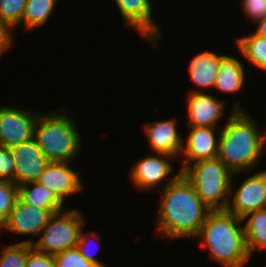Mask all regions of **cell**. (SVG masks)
Masks as SVG:
<instances>
[{
    "instance_id": "6da1fadb",
    "label": "cell",
    "mask_w": 266,
    "mask_h": 267,
    "mask_svg": "<svg viewBox=\"0 0 266 267\" xmlns=\"http://www.w3.org/2000/svg\"><path fill=\"white\" fill-rule=\"evenodd\" d=\"M163 188L158 231L166 238L196 237L211 209L197 195L190 181L179 172Z\"/></svg>"
},
{
    "instance_id": "7a4b0ae2",
    "label": "cell",
    "mask_w": 266,
    "mask_h": 267,
    "mask_svg": "<svg viewBox=\"0 0 266 267\" xmlns=\"http://www.w3.org/2000/svg\"><path fill=\"white\" fill-rule=\"evenodd\" d=\"M220 129L217 157L235 174L255 167L266 147V132L261 133L246 111L235 103ZM261 133V134H260ZM265 146V147H264Z\"/></svg>"
},
{
    "instance_id": "3957f363",
    "label": "cell",
    "mask_w": 266,
    "mask_h": 267,
    "mask_svg": "<svg viewBox=\"0 0 266 267\" xmlns=\"http://www.w3.org/2000/svg\"><path fill=\"white\" fill-rule=\"evenodd\" d=\"M243 222L227 210H211L201 226L197 237L203 239L211 258L224 267H244L251 257Z\"/></svg>"
},
{
    "instance_id": "277c9868",
    "label": "cell",
    "mask_w": 266,
    "mask_h": 267,
    "mask_svg": "<svg viewBox=\"0 0 266 267\" xmlns=\"http://www.w3.org/2000/svg\"><path fill=\"white\" fill-rule=\"evenodd\" d=\"M64 110L63 106L53 113H40L37 118L34 140L49 161L72 162L81 150V135L75 120L64 114Z\"/></svg>"
},
{
    "instance_id": "5b68a950",
    "label": "cell",
    "mask_w": 266,
    "mask_h": 267,
    "mask_svg": "<svg viewBox=\"0 0 266 267\" xmlns=\"http://www.w3.org/2000/svg\"><path fill=\"white\" fill-rule=\"evenodd\" d=\"M182 174L211 210H226L232 194L233 173L218 157L190 164Z\"/></svg>"
},
{
    "instance_id": "8992f818",
    "label": "cell",
    "mask_w": 266,
    "mask_h": 267,
    "mask_svg": "<svg viewBox=\"0 0 266 267\" xmlns=\"http://www.w3.org/2000/svg\"><path fill=\"white\" fill-rule=\"evenodd\" d=\"M83 214L76 210H62L54 213L48 224L41 230L40 239L36 242L24 240L42 253L55 255L76 247L80 232L84 227Z\"/></svg>"
},
{
    "instance_id": "52a82bcc",
    "label": "cell",
    "mask_w": 266,
    "mask_h": 267,
    "mask_svg": "<svg viewBox=\"0 0 266 267\" xmlns=\"http://www.w3.org/2000/svg\"><path fill=\"white\" fill-rule=\"evenodd\" d=\"M33 112L0 106V146L11 148L34 138L39 113Z\"/></svg>"
},
{
    "instance_id": "ba28073f",
    "label": "cell",
    "mask_w": 266,
    "mask_h": 267,
    "mask_svg": "<svg viewBox=\"0 0 266 267\" xmlns=\"http://www.w3.org/2000/svg\"><path fill=\"white\" fill-rule=\"evenodd\" d=\"M62 210L37 208L18 198L0 229L3 228L13 234L36 235L38 237L41 230L48 224L51 216Z\"/></svg>"
},
{
    "instance_id": "9c48e42d",
    "label": "cell",
    "mask_w": 266,
    "mask_h": 267,
    "mask_svg": "<svg viewBox=\"0 0 266 267\" xmlns=\"http://www.w3.org/2000/svg\"><path fill=\"white\" fill-rule=\"evenodd\" d=\"M234 191L226 210L235 216L243 218L250 212L266 209V170L247 178Z\"/></svg>"
},
{
    "instance_id": "30bf717a",
    "label": "cell",
    "mask_w": 266,
    "mask_h": 267,
    "mask_svg": "<svg viewBox=\"0 0 266 267\" xmlns=\"http://www.w3.org/2000/svg\"><path fill=\"white\" fill-rule=\"evenodd\" d=\"M15 163V184L19 187L36 182L49 160L37 146L34 138L10 148Z\"/></svg>"
},
{
    "instance_id": "8fae6325",
    "label": "cell",
    "mask_w": 266,
    "mask_h": 267,
    "mask_svg": "<svg viewBox=\"0 0 266 267\" xmlns=\"http://www.w3.org/2000/svg\"><path fill=\"white\" fill-rule=\"evenodd\" d=\"M121 13L125 25L139 31L145 40L156 44L161 35L160 29L152 18V2L150 0H114Z\"/></svg>"
},
{
    "instance_id": "7c38bea8",
    "label": "cell",
    "mask_w": 266,
    "mask_h": 267,
    "mask_svg": "<svg viewBox=\"0 0 266 267\" xmlns=\"http://www.w3.org/2000/svg\"><path fill=\"white\" fill-rule=\"evenodd\" d=\"M69 164V162L49 161L36 181L54 192L63 203L65 197L83 189L80 174L73 171Z\"/></svg>"
},
{
    "instance_id": "4fadbf2b",
    "label": "cell",
    "mask_w": 266,
    "mask_h": 267,
    "mask_svg": "<svg viewBox=\"0 0 266 267\" xmlns=\"http://www.w3.org/2000/svg\"><path fill=\"white\" fill-rule=\"evenodd\" d=\"M224 103L213 95L194 90L189 94L186 102L188 105L187 125L189 127H217L224 113Z\"/></svg>"
},
{
    "instance_id": "5bb4252c",
    "label": "cell",
    "mask_w": 266,
    "mask_h": 267,
    "mask_svg": "<svg viewBox=\"0 0 266 267\" xmlns=\"http://www.w3.org/2000/svg\"><path fill=\"white\" fill-rule=\"evenodd\" d=\"M187 143L183 146L181 156L183 172L190 164L216 158L218 155L219 135L215 137L214 127H189Z\"/></svg>"
},
{
    "instance_id": "9a60e30c",
    "label": "cell",
    "mask_w": 266,
    "mask_h": 267,
    "mask_svg": "<svg viewBox=\"0 0 266 267\" xmlns=\"http://www.w3.org/2000/svg\"><path fill=\"white\" fill-rule=\"evenodd\" d=\"M157 155L145 156L131 169V179L137 188L141 190L156 188L172 172L174 167L169 159L176 157L164 153Z\"/></svg>"
},
{
    "instance_id": "2e32d148",
    "label": "cell",
    "mask_w": 266,
    "mask_h": 267,
    "mask_svg": "<svg viewBox=\"0 0 266 267\" xmlns=\"http://www.w3.org/2000/svg\"><path fill=\"white\" fill-rule=\"evenodd\" d=\"M176 120L169 119L146 123L145 133L150 148L157 153L179 157L183 150V139L178 133Z\"/></svg>"
},
{
    "instance_id": "e0dca14e",
    "label": "cell",
    "mask_w": 266,
    "mask_h": 267,
    "mask_svg": "<svg viewBox=\"0 0 266 267\" xmlns=\"http://www.w3.org/2000/svg\"><path fill=\"white\" fill-rule=\"evenodd\" d=\"M222 55L206 50L192 58L189 65L190 80L202 88L214 86Z\"/></svg>"
},
{
    "instance_id": "ac0fdd59",
    "label": "cell",
    "mask_w": 266,
    "mask_h": 267,
    "mask_svg": "<svg viewBox=\"0 0 266 267\" xmlns=\"http://www.w3.org/2000/svg\"><path fill=\"white\" fill-rule=\"evenodd\" d=\"M245 80L244 68L236 57L222 55L214 88L225 93H234L243 87Z\"/></svg>"
},
{
    "instance_id": "d6986e66",
    "label": "cell",
    "mask_w": 266,
    "mask_h": 267,
    "mask_svg": "<svg viewBox=\"0 0 266 267\" xmlns=\"http://www.w3.org/2000/svg\"><path fill=\"white\" fill-rule=\"evenodd\" d=\"M18 198L31 206L42 209H62L64 204L54 192L38 182H29L19 186Z\"/></svg>"
},
{
    "instance_id": "ffe728a7",
    "label": "cell",
    "mask_w": 266,
    "mask_h": 267,
    "mask_svg": "<svg viewBox=\"0 0 266 267\" xmlns=\"http://www.w3.org/2000/svg\"><path fill=\"white\" fill-rule=\"evenodd\" d=\"M246 219L247 222L243 226L248 252L251 255L258 248L266 249V209L250 212L242 218L243 221Z\"/></svg>"
},
{
    "instance_id": "44dd1931",
    "label": "cell",
    "mask_w": 266,
    "mask_h": 267,
    "mask_svg": "<svg viewBox=\"0 0 266 267\" xmlns=\"http://www.w3.org/2000/svg\"><path fill=\"white\" fill-rule=\"evenodd\" d=\"M56 3L57 0H27L21 14V24H24L25 30H33L44 25Z\"/></svg>"
},
{
    "instance_id": "7402d4cb",
    "label": "cell",
    "mask_w": 266,
    "mask_h": 267,
    "mask_svg": "<svg viewBox=\"0 0 266 267\" xmlns=\"http://www.w3.org/2000/svg\"><path fill=\"white\" fill-rule=\"evenodd\" d=\"M237 45L243 57L260 69L266 63V38L251 34L239 38Z\"/></svg>"
},
{
    "instance_id": "603a6c76",
    "label": "cell",
    "mask_w": 266,
    "mask_h": 267,
    "mask_svg": "<svg viewBox=\"0 0 266 267\" xmlns=\"http://www.w3.org/2000/svg\"><path fill=\"white\" fill-rule=\"evenodd\" d=\"M32 244L19 242L2 247L0 267H25L28 251Z\"/></svg>"
},
{
    "instance_id": "cb8c5ba5",
    "label": "cell",
    "mask_w": 266,
    "mask_h": 267,
    "mask_svg": "<svg viewBox=\"0 0 266 267\" xmlns=\"http://www.w3.org/2000/svg\"><path fill=\"white\" fill-rule=\"evenodd\" d=\"M26 1L27 0H0V22L11 33V29L21 24V14L26 6Z\"/></svg>"
},
{
    "instance_id": "d4e9b609",
    "label": "cell",
    "mask_w": 266,
    "mask_h": 267,
    "mask_svg": "<svg viewBox=\"0 0 266 267\" xmlns=\"http://www.w3.org/2000/svg\"><path fill=\"white\" fill-rule=\"evenodd\" d=\"M18 199V186L11 181L0 180V226L8 218Z\"/></svg>"
},
{
    "instance_id": "484cf974",
    "label": "cell",
    "mask_w": 266,
    "mask_h": 267,
    "mask_svg": "<svg viewBox=\"0 0 266 267\" xmlns=\"http://www.w3.org/2000/svg\"><path fill=\"white\" fill-rule=\"evenodd\" d=\"M55 267H98L87 261L77 247L67 249L54 255Z\"/></svg>"
},
{
    "instance_id": "4316f807",
    "label": "cell",
    "mask_w": 266,
    "mask_h": 267,
    "mask_svg": "<svg viewBox=\"0 0 266 267\" xmlns=\"http://www.w3.org/2000/svg\"><path fill=\"white\" fill-rule=\"evenodd\" d=\"M0 180L15 184V163L10 148L0 146Z\"/></svg>"
},
{
    "instance_id": "83f0119b",
    "label": "cell",
    "mask_w": 266,
    "mask_h": 267,
    "mask_svg": "<svg viewBox=\"0 0 266 267\" xmlns=\"http://www.w3.org/2000/svg\"><path fill=\"white\" fill-rule=\"evenodd\" d=\"M243 11L254 23L266 17V0H242Z\"/></svg>"
},
{
    "instance_id": "f1b7e54d",
    "label": "cell",
    "mask_w": 266,
    "mask_h": 267,
    "mask_svg": "<svg viewBox=\"0 0 266 267\" xmlns=\"http://www.w3.org/2000/svg\"><path fill=\"white\" fill-rule=\"evenodd\" d=\"M25 267H55L54 255L35 250L28 251Z\"/></svg>"
},
{
    "instance_id": "f546056e",
    "label": "cell",
    "mask_w": 266,
    "mask_h": 267,
    "mask_svg": "<svg viewBox=\"0 0 266 267\" xmlns=\"http://www.w3.org/2000/svg\"><path fill=\"white\" fill-rule=\"evenodd\" d=\"M83 231V228L80 232V235H79V239H78V242H77V249L80 251L81 255L87 260V261H90L94 264H96L98 267H107L106 265H104L101 261H99L98 259H96V257L93 255V254H90L89 253V250H88V247H87V244L89 242V239L92 238L94 236L95 237H99V235H96V232H92V233H89V235L87 234V237L82 235L84 233H82ZM90 236V237H89ZM88 239V240H87Z\"/></svg>"
},
{
    "instance_id": "4dcf8cb0",
    "label": "cell",
    "mask_w": 266,
    "mask_h": 267,
    "mask_svg": "<svg viewBox=\"0 0 266 267\" xmlns=\"http://www.w3.org/2000/svg\"><path fill=\"white\" fill-rule=\"evenodd\" d=\"M12 33L0 22V56L13 44Z\"/></svg>"
},
{
    "instance_id": "1f68e13d",
    "label": "cell",
    "mask_w": 266,
    "mask_h": 267,
    "mask_svg": "<svg viewBox=\"0 0 266 267\" xmlns=\"http://www.w3.org/2000/svg\"><path fill=\"white\" fill-rule=\"evenodd\" d=\"M257 28L254 32V34H256L257 36L266 38V17H264L262 20L256 22Z\"/></svg>"
},
{
    "instance_id": "d6a6232c",
    "label": "cell",
    "mask_w": 266,
    "mask_h": 267,
    "mask_svg": "<svg viewBox=\"0 0 266 267\" xmlns=\"http://www.w3.org/2000/svg\"><path fill=\"white\" fill-rule=\"evenodd\" d=\"M261 69L266 71V63L263 65V67Z\"/></svg>"
}]
</instances>
